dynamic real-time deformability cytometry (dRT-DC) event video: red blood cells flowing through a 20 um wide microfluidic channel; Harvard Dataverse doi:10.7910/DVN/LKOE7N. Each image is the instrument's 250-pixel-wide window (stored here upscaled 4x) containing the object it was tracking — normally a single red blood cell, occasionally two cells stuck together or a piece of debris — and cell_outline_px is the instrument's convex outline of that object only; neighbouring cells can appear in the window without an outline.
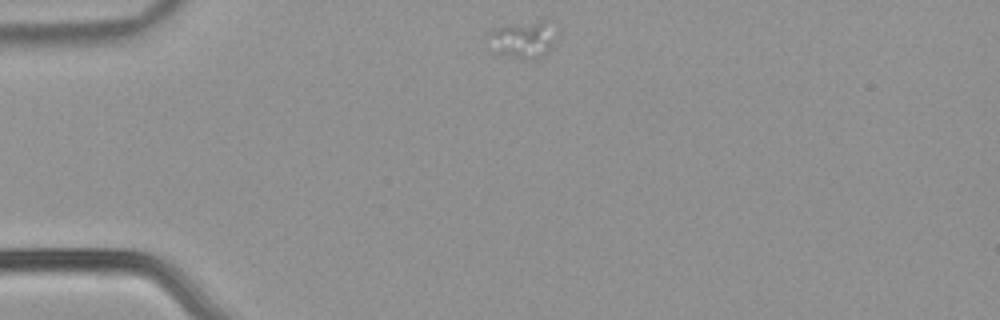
{"species": "common noctule bat (a hibernating species)", "species_latin": "Nyctalus noctula", "temperature_condition": "warm", "stored_images_in_passage": 19, "camera_frame_rate_fps": 3000, "um_per_image_px": 0.085, "animal": {"sex": "male", "body_mass_g": 21.5, "forearm_length_mm": 52.0}, "frame": {"image": 1, "passage_image": 1, "time_ms": 0.0, "image_size_px": [1000, 320], "cell_outline_px": [[552, 44], [548, 52], [544, 56], [536, 60], [520, 60], [496, 52], [488, 32], [492, 28], [504, 24], [540, 20], [544, 20], [552, 40]], "centroid_in_image_um": [44.37, 3.39], "position_along_channel_um": 40.6, "area_um2": 14.22}}